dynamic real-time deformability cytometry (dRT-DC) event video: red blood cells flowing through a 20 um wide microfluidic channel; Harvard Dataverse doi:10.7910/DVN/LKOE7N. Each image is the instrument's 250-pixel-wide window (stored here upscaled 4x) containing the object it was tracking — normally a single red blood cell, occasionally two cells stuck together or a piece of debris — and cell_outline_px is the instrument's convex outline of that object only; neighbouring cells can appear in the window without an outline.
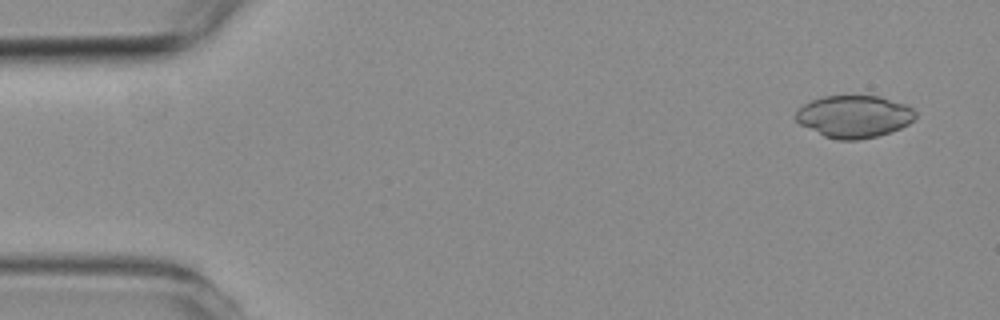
{"species": "common noctule bat (a hibernating species)", "species_latin": "Nyctalus noctula", "temperature_condition": "room temperature", "stored_images_in_passage": 4, "camera_frame_rate_fps": 3000, "um_per_image_px": 0.085, "animal": {"sex": "female", "body_mass_g": 19.3, "forearm_length_mm": 54.1}, "frame": {"image": 1, "passage_image": 4, "time_ms": 5.0, "image_size_px": [1000, 320], "cell_outline_px": [[916, 116], [908, 124], [892, 132], [860, 140], [836, 140], [824, 136], [800, 124], [796, 120], [796, 112], [804, 104], [812, 100], [824, 96], [880, 96], [904, 104], [912, 108], [916, 112]], "centroid_in_image_um": [72.6, 9.91], "position_along_channel_um": 12.4, "area_um2": 29.36}}